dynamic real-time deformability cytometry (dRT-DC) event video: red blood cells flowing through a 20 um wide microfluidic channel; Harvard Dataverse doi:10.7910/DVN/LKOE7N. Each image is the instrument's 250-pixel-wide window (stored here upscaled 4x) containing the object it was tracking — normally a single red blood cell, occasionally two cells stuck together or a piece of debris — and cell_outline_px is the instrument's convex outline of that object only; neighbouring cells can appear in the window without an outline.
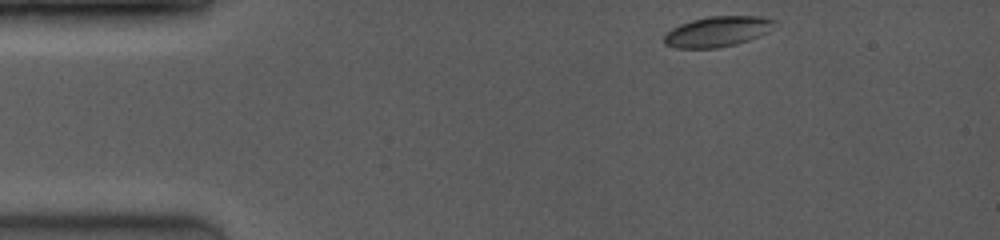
{"species": "common noctule bat (a hibernating species)", "species_latin": "Nyctalus noctula", "temperature_condition": "room temperature", "stored_images_in_passage": 52, "camera_frame_rate_fps": 4000, "um_per_image_px": 0.085, "animal": {"sex": "female", "body_mass_g": 19.0, "forearm_length_mm": 53.3}, "frame": {"image": 1, "passage_image": 1, "time_ms": 0.0, "image_size_px": [1000, 240], "cell_outline_px": [[776, 28], [760, 36], [736, 44], [720, 48], [676, 48], [664, 44], [664, 36], [672, 28], [680, 24], [692, 20], [708, 16], [764, 16], [776, 20]], "centroid_in_image_um": [61.04, 2.68], "position_along_channel_um": 24.0, "area_um2": 19.83}}
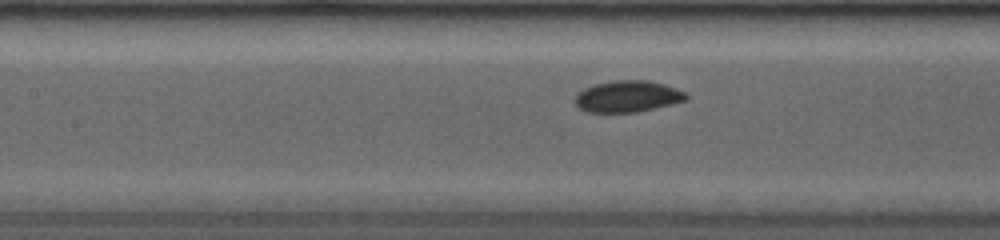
{"frame": {"image": 2, "passage_image": 21, "time_ms": 5.0, "image_size_px": [1000, 240], "cell_outline_px": [[688, 96], [684, 100], [672, 104], [636, 112], [584, 112], [576, 108], [572, 100], [584, 88], [596, 84], [616, 80], [644, 80], [676, 88], [684, 92]], "centroid_in_image_um": [53.26, 8.21], "position_along_channel_um": 154.1, "area_um2": 20.23}}
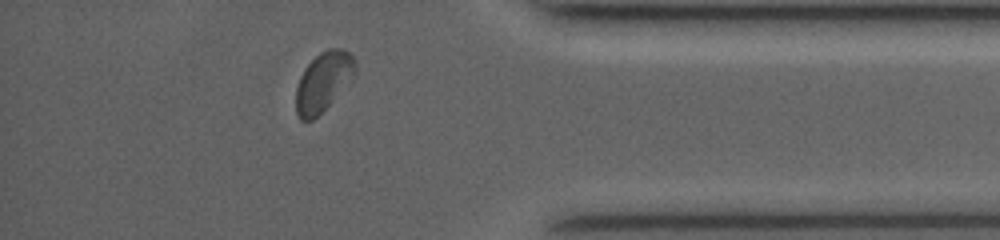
{"frame": {"image": 3, "passage_image": 47, "time_ms": 11.5, "image_size_px": [1000, 240], "cell_outline_px": [[356, 68], [328, 104], [312, 120], [300, 120], [296, 116], [296, 88], [300, 76], [304, 68], [320, 52], [328, 48], [344, 48], [356, 60]], "centroid_in_image_um": [27.41, 6.91], "position_along_channel_um": 407.8, "area_um2": 19.65}, "authors_computed_cell_mechanics": {"area_um2": 20.2878, "velocity_mm_per_s": 4.0726, "shape_relaxation_time_tau1_ms": 3.5217, "shape_relaxation_time_tau2_ms": 0.9362, "deformation_change_tau1": 0.0726, "deformation_change_tau2": 0.0433}}